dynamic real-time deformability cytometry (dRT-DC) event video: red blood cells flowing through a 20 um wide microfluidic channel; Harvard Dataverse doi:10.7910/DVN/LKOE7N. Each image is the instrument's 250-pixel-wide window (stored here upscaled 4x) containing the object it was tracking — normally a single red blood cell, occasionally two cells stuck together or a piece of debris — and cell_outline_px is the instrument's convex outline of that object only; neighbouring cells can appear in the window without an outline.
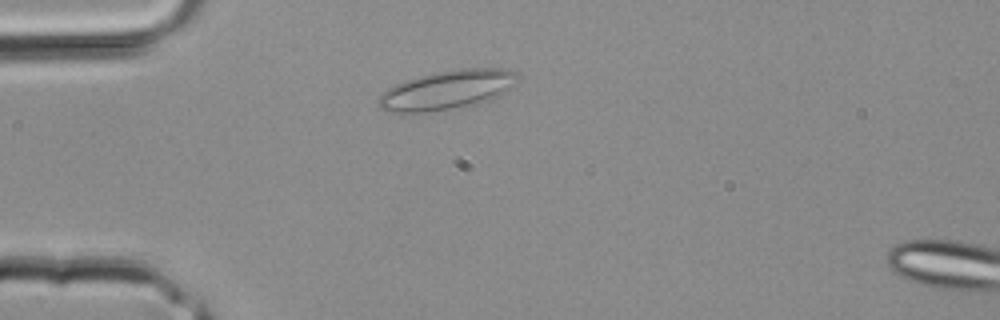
{"species": "common noctule bat (a hibernating species)", "species_latin": "Nyctalus noctula", "temperature_condition": "room temperature", "stored_images_in_passage": 2, "segment_of_instrument_passage": [1, 2], "camera_frame_rate_fps": 3000, "um_per_image_px": 0.085, "animal": {"sex": "male", "body_mass_g": 20.4}, "frame": {"image": 1, "passage_image": 1, "time_ms": 0.0, "image_size_px": [1000, 320], "cell_outline_px": [[520, 80], [516, 84], [500, 96], [448, 108], [404, 116], [384, 112], [376, 104], [376, 100], [388, 88], [404, 80], [420, 76], [460, 68], [508, 68], [516, 72], [520, 76]], "centroid_in_image_um": [37.94, 7.65], "position_along_channel_um": 47.1, "area_um2": 31.96}}